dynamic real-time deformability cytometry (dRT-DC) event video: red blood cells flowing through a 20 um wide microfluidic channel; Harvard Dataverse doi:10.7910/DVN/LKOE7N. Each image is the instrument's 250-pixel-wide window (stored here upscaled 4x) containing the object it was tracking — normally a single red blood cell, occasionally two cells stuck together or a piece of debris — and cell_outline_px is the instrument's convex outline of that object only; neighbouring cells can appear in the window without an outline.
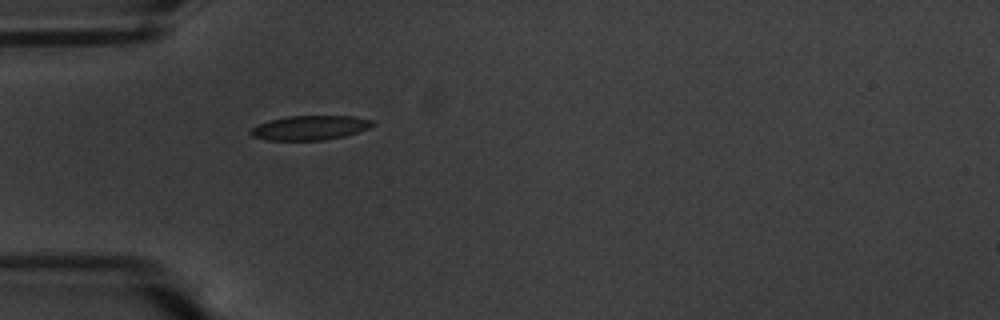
{"species": "common noctule bat (a hibernating species)", "species_latin": "Nyctalus noctula", "temperature_condition": "warm", "stored_images_in_passage": 41, "camera_frame_rate_fps": 3000, "um_per_image_px": 0.085, "animal": {"sex": "male", "body_mass_g": 20.1, "forearm_length_mm": 53.5}, "frame": {"image": 1, "passage_image": 1, "time_ms": 0.0, "image_size_px": [1000, 320], "cell_outline_px": [[376, 124], [368, 128], [344, 136], [320, 140], [264, 140], [252, 136], [248, 132], [252, 128], [268, 120], [288, 116], [352, 116], [372, 120]], "centroid_in_image_um": [26.32, 10.86], "position_along_channel_um": 58.7, "area_um2": 17.22}}
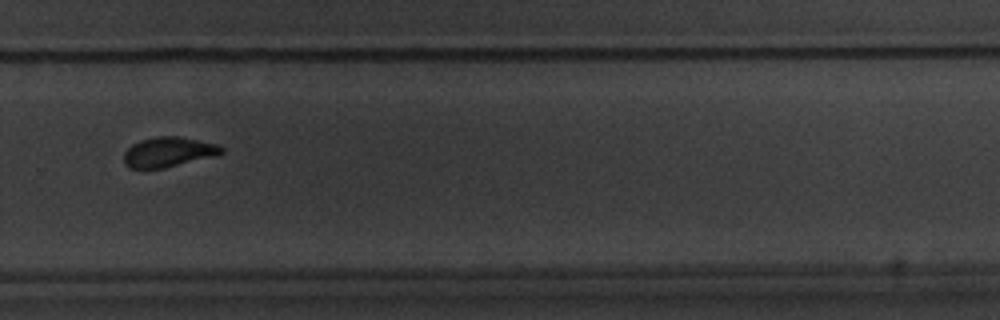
{"frame": {"image": 2, "passage_image": 23, "time_ms": 7.333, "image_size_px": [1000, 320], "cell_outline_px": [[224, 152], [216, 156], [164, 168], [128, 168], [124, 164], [124, 152], [132, 144], [140, 140], [156, 136], [176, 136], [220, 144], [224, 148]], "centroid_in_image_um": [14.34, 12.92], "position_along_channel_um": 315.5, "area_um2": 17.17}}
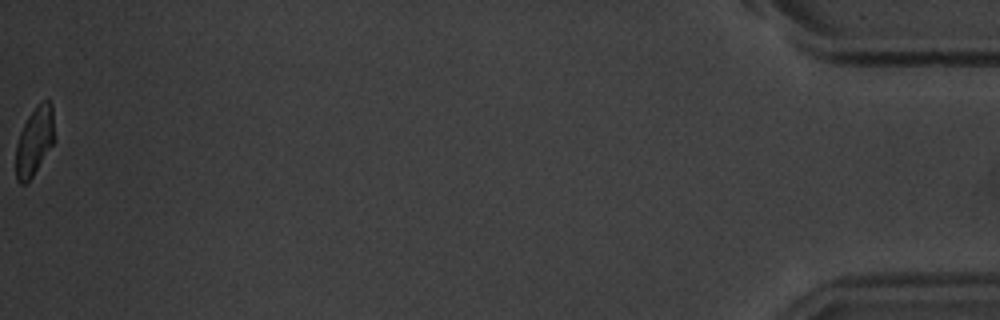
{"frame": {"image": 3, "passage_image": 41, "time_ms": 13.333, "image_size_px": [1000, 320], "cell_outline_px": [[56, 140], [32, 176], [24, 184], [20, 184], [16, 180], [16, 144], [20, 132], [28, 116], [36, 104], [44, 100], [48, 100], [52, 104]], "centroid_in_image_um": [2.96, 11.96], "position_along_channel_um": 432.2, "area_um2": 15.61}, "authors_computed_cell_mechanics": {"area_um2": 17.2244, "velocity_mm_per_s": 3.5499, "shape_relaxation_time_tau1_ms": 3.8547, "shape_relaxation_time_tau2_ms": 1.3377, "deformation_change_tau1": 0.1294, "deformation_change_tau2": 0.061}}